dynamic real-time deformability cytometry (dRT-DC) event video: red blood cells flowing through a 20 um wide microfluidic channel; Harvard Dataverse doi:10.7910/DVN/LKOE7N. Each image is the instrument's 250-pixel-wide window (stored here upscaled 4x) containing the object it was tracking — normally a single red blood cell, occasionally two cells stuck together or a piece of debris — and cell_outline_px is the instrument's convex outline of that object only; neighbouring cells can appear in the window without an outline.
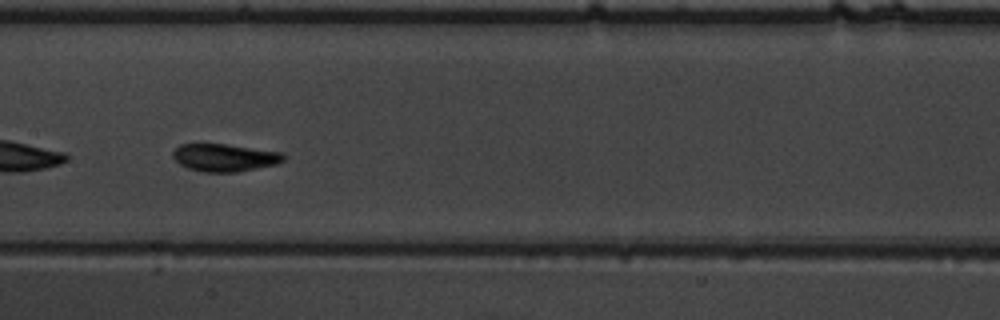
{"species": "common noctule bat (a hibernating species)", "species_latin": "Nyctalus noctula", "temperature_condition": "warm", "stored_images_in_passage": 52, "segment_of_instrument_passage": [2, 2], "camera_frame_rate_fps": 3000, "um_per_image_px": 0.085, "animal": {"sex": "male", "body_mass_g": 19.5, "forearm_length_mm": 54.6}, "frame": {"image": 1, "passage_image": 25, "time_ms": 8.0, "image_size_px": [1000, 320], "cell_outline_px": [[284, 160], [276, 164], [236, 172], [204, 172], [188, 168], [180, 164], [172, 156], [172, 152], [180, 144], [224, 144], [280, 152], [284, 156]], "centroid_in_image_um": [19.05, 13.4], "position_along_channel_um": 188.3, "area_um2": 17.51}}
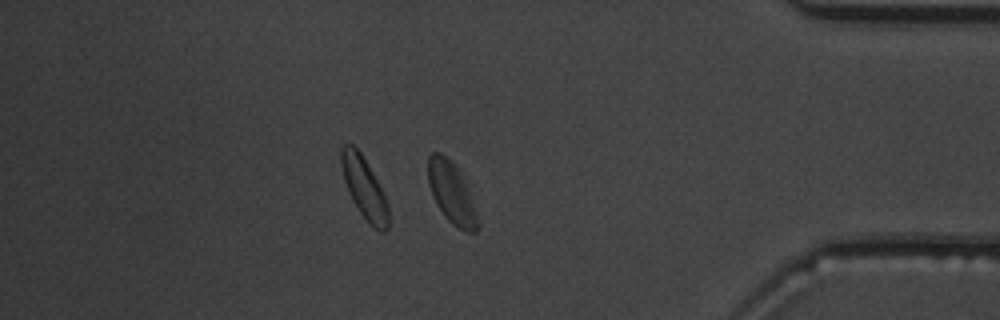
{"frame": {"image": 2, "passage_image": 44, "time_ms": 14.333, "image_size_px": [1000, 320], "cell_outline_px": [[480, 224], [476, 232], [464, 232], [452, 224], [448, 220], [436, 204], [432, 196], [428, 184], [428, 156], [432, 152], [440, 152], [452, 160], [460, 172], [464, 180], [480, 220]], "centroid_in_image_um": [38.39, 16.41], "position_along_channel_um": 396.8, "area_um2": 17.98}}
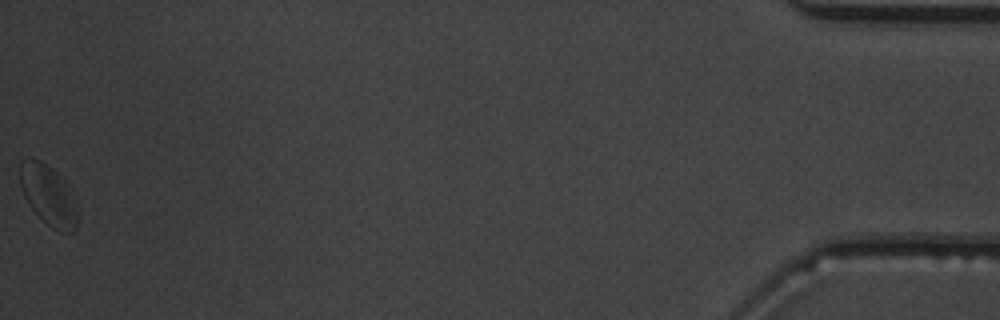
{"frame": {"image": 3, "passage_image": 52, "time_ms": 17.0, "image_size_px": [1000, 320], "cell_outline_px": [[76, 228], [72, 232], [60, 232], [52, 228], [28, 204], [24, 196], [20, 184], [20, 160], [32, 156], [40, 160], [52, 168], [60, 176], [76, 200]], "centroid_in_image_um": [4.08, 16.55], "position_along_channel_um": 431.1, "area_um2": 20.06}}